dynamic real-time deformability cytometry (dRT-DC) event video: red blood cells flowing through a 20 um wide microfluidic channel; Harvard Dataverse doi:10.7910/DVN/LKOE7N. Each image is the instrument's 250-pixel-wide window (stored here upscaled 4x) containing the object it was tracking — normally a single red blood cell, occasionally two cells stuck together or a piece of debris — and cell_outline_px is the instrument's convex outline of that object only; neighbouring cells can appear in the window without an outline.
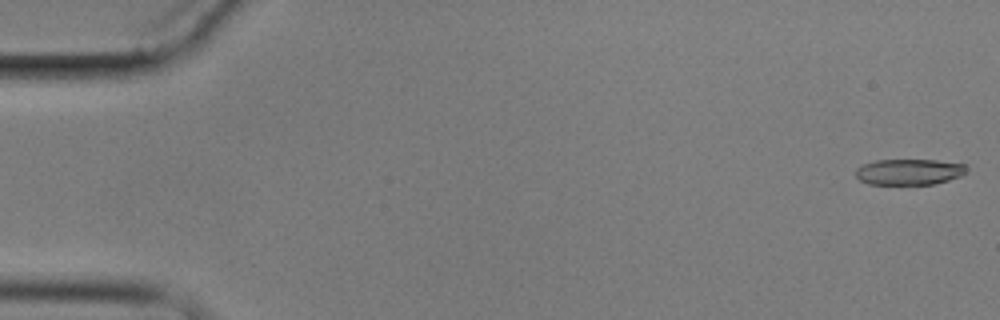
{"species": "common noctule bat (a hibernating species)", "species_latin": "Nyctalus noctula", "temperature_condition": "cold", "stored_images_in_passage": 8, "camera_frame_rate_fps": 3000, "um_per_image_px": 0.085, "animal": {"sex": "male", "body_mass_g": 17.9}, "frame": {"image": 1, "passage_image": 1, "time_ms": 0.0, "image_size_px": [1000, 320], "cell_outline_px": [[968, 168], [960, 176], [948, 180], [932, 184], [868, 184], [860, 180], [856, 176], [856, 168], [864, 164], [876, 160], [936, 160], [964, 164]], "centroid_in_image_um": [77.26, 14.6], "position_along_channel_um": 7.7, "area_um2": 16.59}}
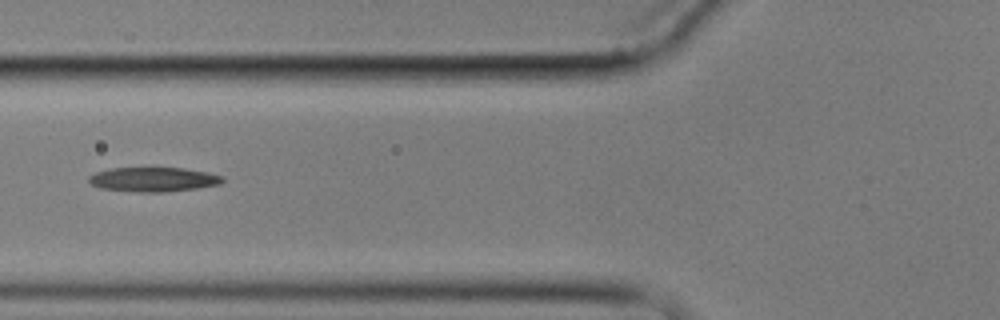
{"frame": {"image": 2, "passage_image": 7, "time_ms": 7.0, "image_size_px": [1000, 320], "cell_outline_px": [[224, 180], [220, 184], [196, 188], [164, 192], [140, 192], [100, 188], [92, 184], [88, 180], [88, 176], [96, 172], [112, 168], [184, 168], [208, 172], [224, 176]], "centroid_in_image_um": [13.05, 15.25], "position_along_channel_um": 112.7, "area_um2": 18.96}}
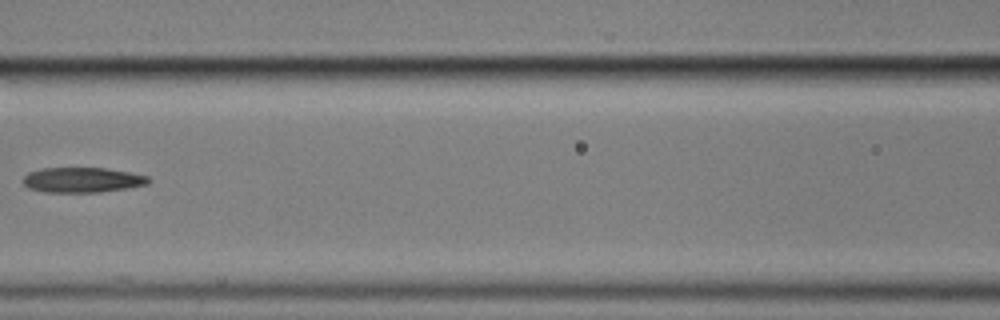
{"frame": {"image": 3, "passage_image": 8, "time_ms": 8.333, "image_size_px": [1000, 320], "cell_outline_px": [[152, 180], [148, 184], [128, 188], [100, 192], [44, 192], [28, 188], [20, 180], [28, 172], [40, 168], [104, 168], [128, 172], [148, 176]], "centroid_in_image_um": [6.97, 15.29], "position_along_channel_um": 159.6, "area_um2": 18.5}}